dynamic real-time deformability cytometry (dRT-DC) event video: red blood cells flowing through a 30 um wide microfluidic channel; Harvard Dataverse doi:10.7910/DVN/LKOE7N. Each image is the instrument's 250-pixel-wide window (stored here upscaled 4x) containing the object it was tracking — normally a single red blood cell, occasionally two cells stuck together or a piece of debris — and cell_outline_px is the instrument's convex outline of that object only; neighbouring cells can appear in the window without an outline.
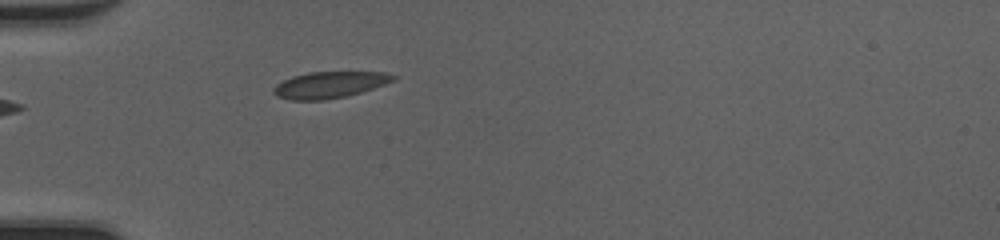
{"species": "common noctule bat (a hibernating species)", "species_latin": "Nyctalus noctula", "temperature_condition": "cold", "stored_images_in_passage": 35, "camera_frame_rate_fps": 3000, "um_per_image_px": 0.085, "animal": {"sex": "female", "body_mass_g": 20.0, "forearm_length_mm": 54.0}, "frame": {"image": 1, "passage_image": 1, "time_ms": 0.0, "image_size_px": [1000, 240], "cell_outline_px": [[396, 80], [360, 92], [344, 96], [324, 100], [288, 100], [276, 96], [272, 92], [272, 88], [276, 84], [292, 76], [308, 72], [384, 72], [396, 76]], "centroid_in_image_um": [27.96, 7.21], "position_along_channel_um": 57.0, "area_um2": 18.38}}
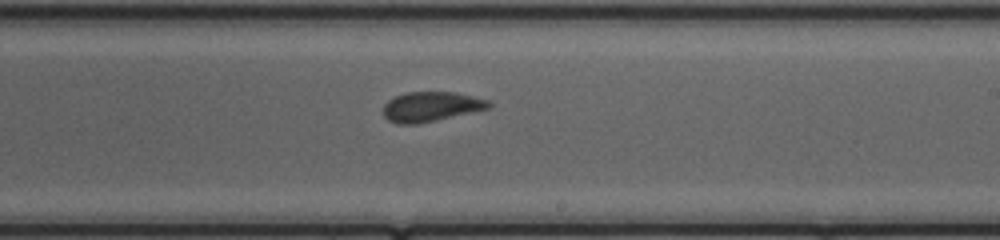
{"frame": {"image": 2, "passage_image": 16, "time_ms": 5.0, "image_size_px": [1000, 240], "cell_outline_px": [[492, 108], [420, 124], [396, 124], [388, 120], [384, 116], [384, 104], [388, 100], [396, 96], [408, 92], [456, 92], [488, 100], [492, 104]], "centroid_in_image_um": [36.66, 9.08], "position_along_channel_um": 252.3, "area_um2": 18.5}}
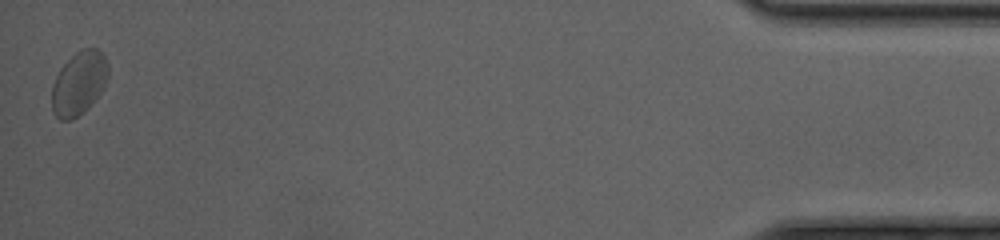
{"frame": {"image": 3, "passage_image": 35, "time_ms": 11.333, "image_size_px": [1000, 240], "cell_outline_px": [[108, 80], [100, 92], [88, 108], [72, 120], [60, 120], [52, 112], [52, 84], [60, 68], [76, 52], [84, 48], [96, 48], [104, 56], [108, 64]], "centroid_in_image_um": [6.7, 7.08], "position_along_channel_um": 428.5, "area_um2": 20.81}, "authors_computed_cell_mechanics": {"area_um2": 18.5538, "velocity_mm_per_s": 4.123, "shape_relaxation_time_tau1_ms": 4.5024, "shape_relaxation_time_tau2_ms": null, "deformation_change_tau1": 0.089, "deformation_change_tau2": null}}